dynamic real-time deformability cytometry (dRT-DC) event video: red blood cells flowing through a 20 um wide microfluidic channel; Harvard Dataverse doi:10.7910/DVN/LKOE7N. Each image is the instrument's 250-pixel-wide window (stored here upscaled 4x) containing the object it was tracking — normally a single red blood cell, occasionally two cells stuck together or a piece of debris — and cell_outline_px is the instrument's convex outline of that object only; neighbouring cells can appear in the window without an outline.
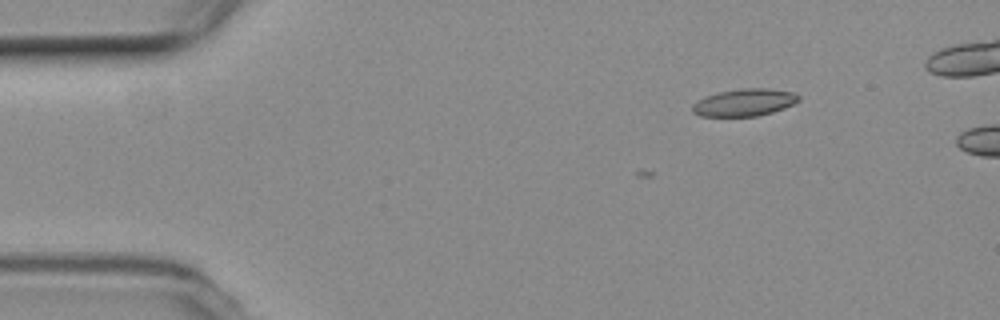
{"species": "common noctule bat (a hibernating species)", "species_latin": "Nyctalus noctula", "temperature_condition": "room temperature", "stored_images_in_passage": 4, "camera_frame_rate_fps": 3000, "um_per_image_px": 0.085, "animal": {"sex": "female", "body_mass_g": 19.3, "forearm_length_mm": 54.1}, "frame": {"image": 1, "passage_image": 1, "time_ms": 0.0, "image_size_px": [1000, 320], "cell_outline_px": [[800, 100], [784, 108], [772, 112], [756, 116], [700, 116], [692, 112], [692, 104], [704, 96], [720, 92], [740, 88], [768, 88], [796, 92], [800, 96]], "centroid_in_image_um": [63.28, 8.7], "position_along_channel_um": 21.7, "area_um2": 16.99}}